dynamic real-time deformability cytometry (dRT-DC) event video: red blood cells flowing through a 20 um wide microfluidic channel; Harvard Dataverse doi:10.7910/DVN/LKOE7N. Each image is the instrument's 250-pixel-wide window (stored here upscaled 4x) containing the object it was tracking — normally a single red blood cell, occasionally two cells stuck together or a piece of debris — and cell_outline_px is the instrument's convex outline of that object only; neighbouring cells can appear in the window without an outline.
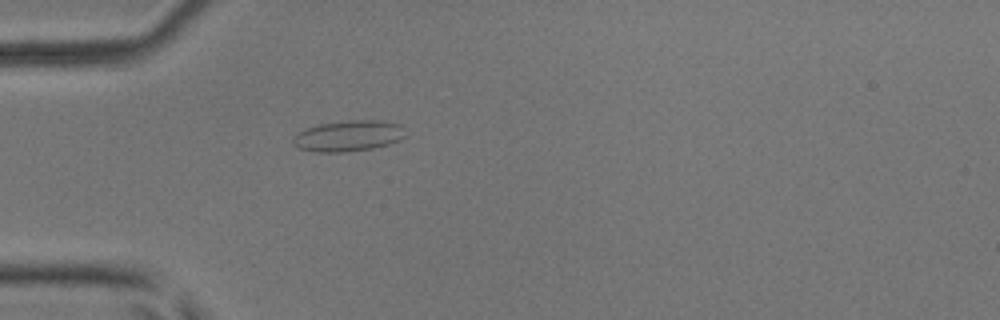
{"species": "common noctule bat (a hibernating species)", "species_latin": "Nyctalus noctula", "temperature_condition": "room temperature", "stored_images_in_passage": 3, "camera_frame_rate_fps": 3000, "um_per_image_px": 0.085, "animal": {"sex": "male", "body_mass_g": 17.9, "forearm_length_mm": 54.2}, "frame": {"image": 1, "passage_image": 3, "time_ms": 0.667, "image_size_px": [1000, 320], "cell_outline_px": [[404, 136], [400, 140], [388, 144], [372, 148], [344, 152], [316, 152], [300, 148], [292, 144], [292, 136], [308, 128], [320, 124], [348, 120], [380, 120], [400, 124]], "centroid_in_image_um": [29.59, 11.55], "position_along_channel_um": 55.4, "area_um2": 20.06}}